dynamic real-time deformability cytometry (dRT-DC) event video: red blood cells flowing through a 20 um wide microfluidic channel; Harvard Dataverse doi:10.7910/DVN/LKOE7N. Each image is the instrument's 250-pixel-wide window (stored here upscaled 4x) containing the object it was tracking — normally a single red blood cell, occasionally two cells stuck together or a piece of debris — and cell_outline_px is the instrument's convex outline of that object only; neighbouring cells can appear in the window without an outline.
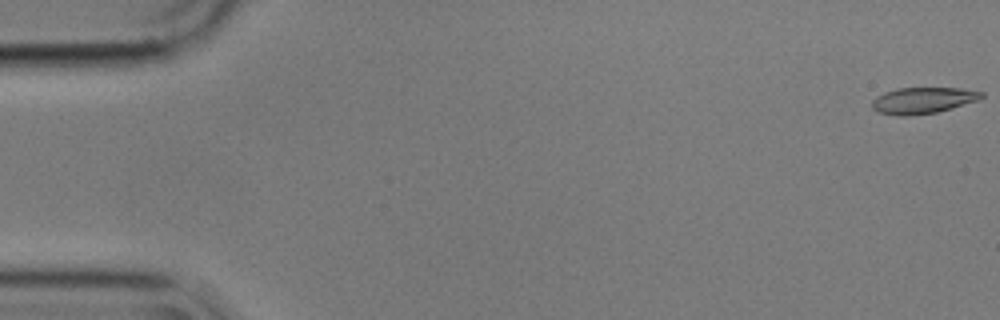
{"species": "common noctule bat (a hibernating species)", "species_latin": "Nyctalus noctula", "temperature_condition": "cold", "stored_images_in_passage": 6, "camera_frame_rate_fps": 3000, "um_per_image_px": 0.085, "animal": {"sex": "male", "body_mass_g": 17.9}, "frame": {"image": 1, "passage_image": 1, "time_ms": 0.0, "image_size_px": [1000, 320], "cell_outline_px": [[984, 96], [980, 100], [952, 108], [936, 112], [908, 116], [896, 116], [876, 112], [872, 108], [872, 100], [876, 96], [884, 92], [896, 88], [960, 88], [984, 92]], "centroid_in_image_um": [78.43, 8.54], "position_along_channel_um": 6.6, "area_um2": 16.99}}
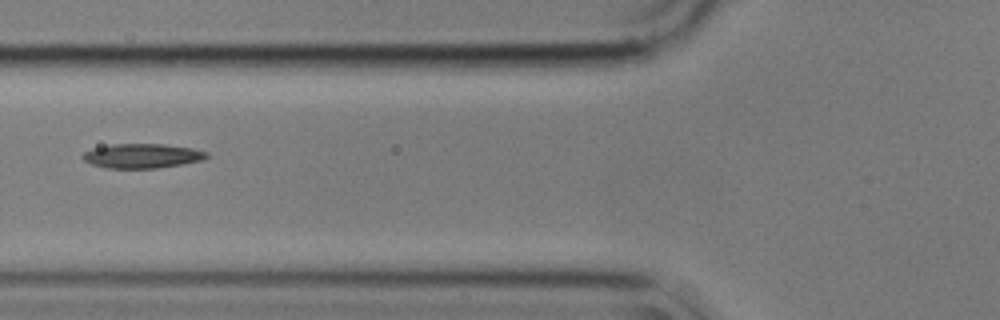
{"frame": {"image": 2, "passage_image": 4, "time_ms": 1.0, "image_size_px": [1000, 320], "cell_outline_px": [[208, 156], [204, 160], [156, 168], [108, 168], [92, 164], [84, 160], [80, 156], [84, 152], [92, 148], [112, 144], [164, 144], [192, 148], [208, 152]], "centroid_in_image_um": [12.07, 13.24], "position_along_channel_um": 113.7, "area_um2": 17.63}}
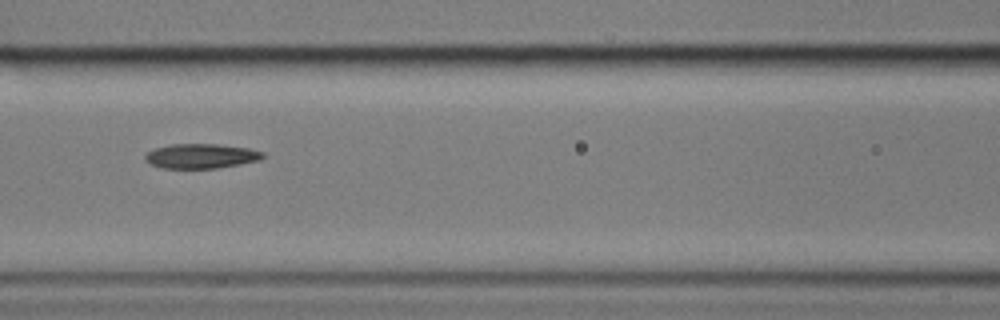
{"frame": {"image": 3, "passage_image": 5, "time_ms": 1.333, "image_size_px": [1000, 320], "cell_outline_px": [[264, 156], [260, 160], [240, 164], [216, 168], [160, 168], [148, 164], [144, 160], [144, 156], [148, 152], [156, 148], [172, 144], [216, 144], [248, 148], [264, 152]], "centroid_in_image_um": [17.06, 13.27], "position_along_channel_um": 149.5, "area_um2": 16.94}}